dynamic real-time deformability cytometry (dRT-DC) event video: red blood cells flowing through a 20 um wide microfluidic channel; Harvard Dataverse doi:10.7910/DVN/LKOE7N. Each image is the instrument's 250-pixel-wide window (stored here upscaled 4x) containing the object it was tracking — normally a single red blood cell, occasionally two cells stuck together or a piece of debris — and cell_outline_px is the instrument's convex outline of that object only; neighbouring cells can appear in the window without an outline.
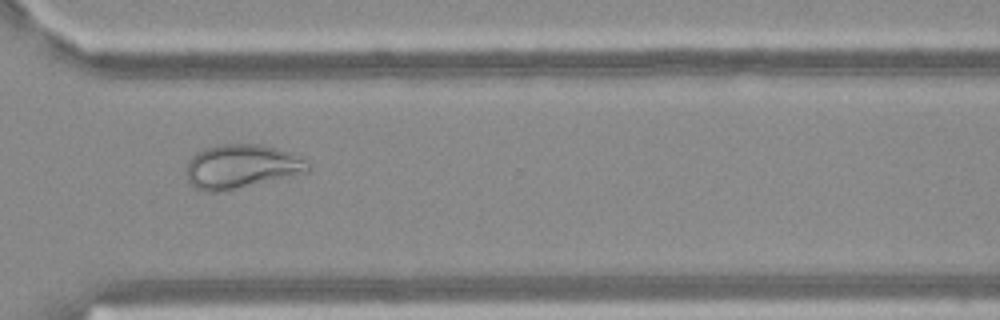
{"species": "Egyptian fruit bat (a non-hibernating species)", "species_latin": "Rousettus aegyptiacus", "temperature_condition": "warm", "stored_images_in_passage": 39, "camera_frame_rate_fps": 3000, "um_per_image_px": 0.085, "frame": {"image": 1, "passage_image": 25, "time_ms": 8.0, "image_size_px": [1000, 320], "cell_outline_px": [[312, 168], [308, 172], [292, 176], [216, 192], [204, 192], [192, 188], [184, 172], [188, 160], [196, 152], [204, 148], [220, 144], [260, 144], [288, 152], [300, 156], [308, 160]], "centroid_in_image_um": [20.48, 14.15], "position_along_channel_um": 350.1, "area_um2": 31.44}}
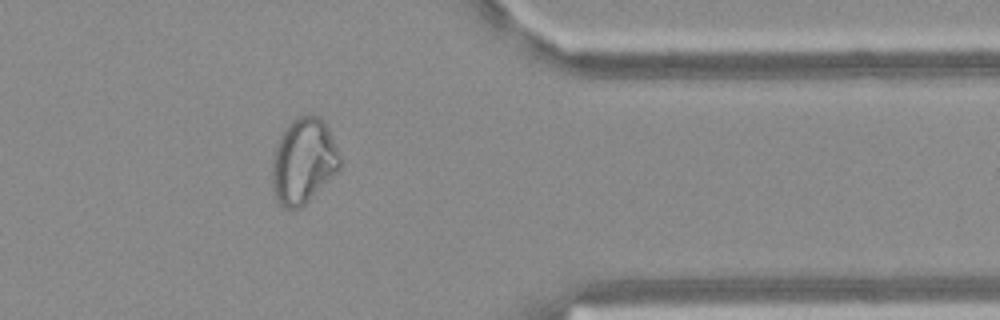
{"frame": {"image": 2, "passage_image": 29, "time_ms": 9.333, "image_size_px": [1000, 320], "cell_outline_px": [[340, 168], [300, 208], [284, 208], [272, 196], [272, 156], [276, 144], [284, 128], [292, 120], [300, 116], [320, 116], [324, 120], [328, 128], [340, 156]], "centroid_in_image_um": [25.75, 13.69], "position_along_channel_um": 385.6, "area_um2": 33.64}}
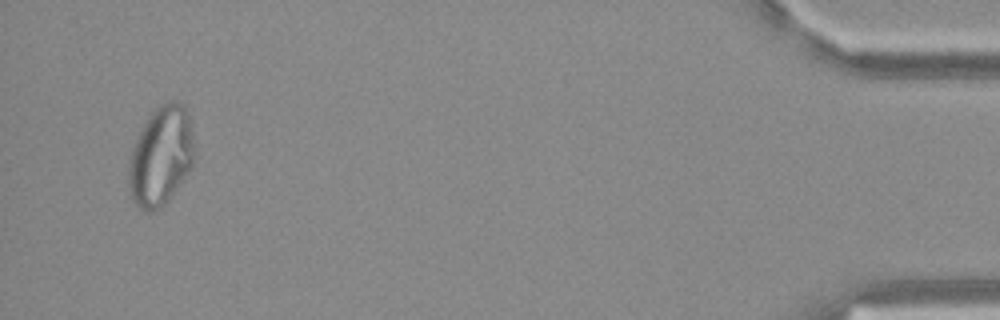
{"frame": {"image": 3, "passage_image": 37, "time_ms": 12.0, "image_size_px": [1000, 320], "cell_outline_px": [[192, 164], [188, 172], [180, 184], [164, 204], [160, 208], [152, 212], [144, 212], [136, 204], [132, 196], [128, 184], [128, 164], [132, 148], [148, 116], [160, 104], [168, 100], [180, 100], [184, 104], [188, 112], [192, 132]], "centroid_in_image_um": [13.66, 13.24], "position_along_channel_um": 421.5, "area_um2": 37.74}}